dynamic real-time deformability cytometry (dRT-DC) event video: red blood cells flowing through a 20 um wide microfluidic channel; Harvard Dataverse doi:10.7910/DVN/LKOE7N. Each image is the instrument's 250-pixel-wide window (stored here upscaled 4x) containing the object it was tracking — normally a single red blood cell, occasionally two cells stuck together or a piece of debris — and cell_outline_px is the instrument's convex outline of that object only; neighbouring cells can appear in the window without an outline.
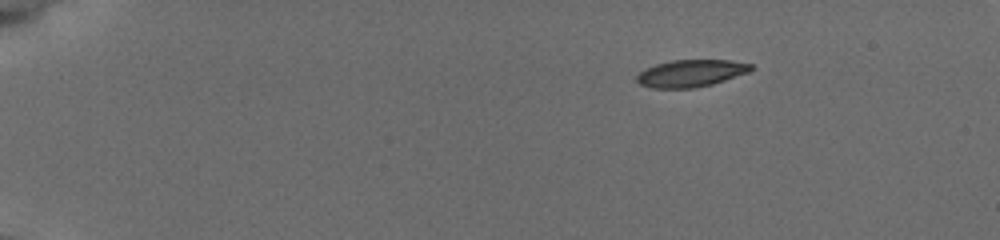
{"species": "common noctule bat (a hibernating species)", "species_latin": "Nyctalus noctula", "temperature_condition": "cold", "stored_images_in_passage": 48, "camera_frame_rate_fps": 3000, "um_per_image_px": 0.085, "animal": {"sex": "female", "body_mass_g": 19.5, "forearm_length_mm": 54.1}, "frame": {"image": 1, "passage_image": 1, "time_ms": 0.0, "image_size_px": [1000, 240], "cell_outline_px": [[752, 68], [748, 72], [712, 84], [692, 88], [652, 88], [640, 84], [636, 80], [636, 76], [644, 68], [656, 64], [672, 60], [728, 60], [752, 64]], "centroid_in_image_um": [58.68, 6.22], "position_along_channel_um": 26.3, "area_um2": 17.92}}
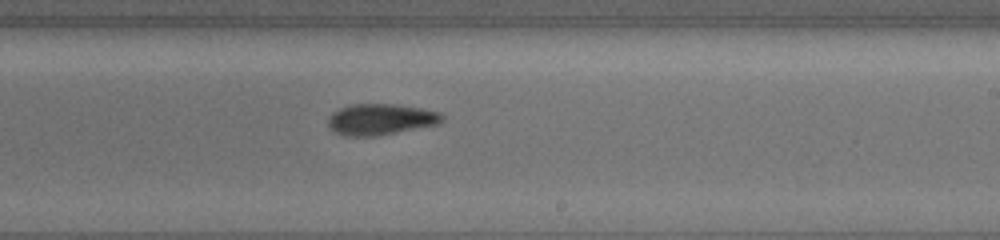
{"frame": {"image": 2, "passage_image": 28, "time_ms": 9.0, "image_size_px": [1000, 240], "cell_outline_px": [[444, 120], [436, 124], [376, 136], [344, 136], [336, 132], [328, 124], [328, 116], [332, 112], [340, 108], [352, 104], [396, 104], [420, 108], [440, 112], [444, 116]], "centroid_in_image_um": [32.34, 10.13], "position_along_channel_um": 256.7, "area_um2": 20.52}}
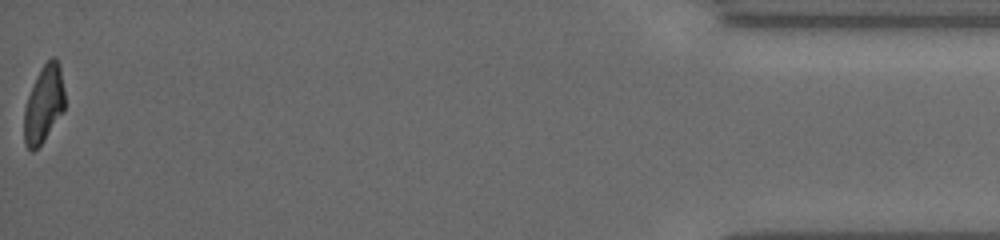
{"frame": {"image": 3, "passage_image": 48, "time_ms": 15.667, "image_size_px": [1000, 240], "cell_outline_px": [[64, 112], [44, 140], [32, 152], [24, 144], [24, 108], [28, 96], [36, 76], [40, 68], [52, 56], [56, 56], [60, 64], [64, 92]], "centroid_in_image_um": [3.73, 8.83], "position_along_channel_um": 431.5, "area_um2": 18.44}, "authors_computed_cell_mechanics": {"area_um2": 19.5653, "velocity_mm_per_s": 3.7933, "shape_relaxation_time_tau1_ms": 2.4651, "shape_relaxation_time_tau2_ms": 2.4705, "deformation_change_tau1": 0.1341, "deformation_change_tau2": 0.0923}}